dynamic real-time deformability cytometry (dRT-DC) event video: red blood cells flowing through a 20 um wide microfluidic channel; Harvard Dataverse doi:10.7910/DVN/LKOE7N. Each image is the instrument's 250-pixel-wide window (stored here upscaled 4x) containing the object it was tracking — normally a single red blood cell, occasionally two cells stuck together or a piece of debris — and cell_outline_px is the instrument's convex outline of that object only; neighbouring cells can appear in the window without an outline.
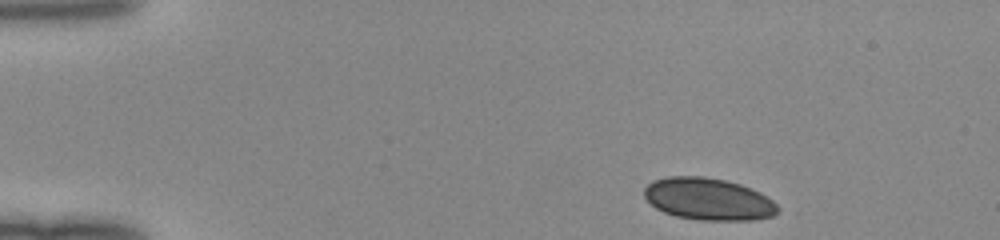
{"species": "human", "species_latin": "Homo sapiens", "temperature_condition": "room temperature", "stored_images_in_passage": 43, "camera_frame_rate_fps": 3000, "um_per_image_px": 0.085, "donor": {"sex": "female"}, "frame": {"image": 1, "passage_image": 1, "time_ms": 0.0, "image_size_px": [1000, 240], "cell_outline_px": [[780, 208], [772, 216], [752, 220], [700, 220], [676, 216], [664, 212], [656, 208], [644, 196], [644, 188], [652, 180], [668, 176], [704, 176], [724, 180], [740, 184], [760, 192], [768, 196]], "centroid_in_image_um": [60.2, 16.91], "position_along_channel_um": 24.8, "area_um2": 32.77}}
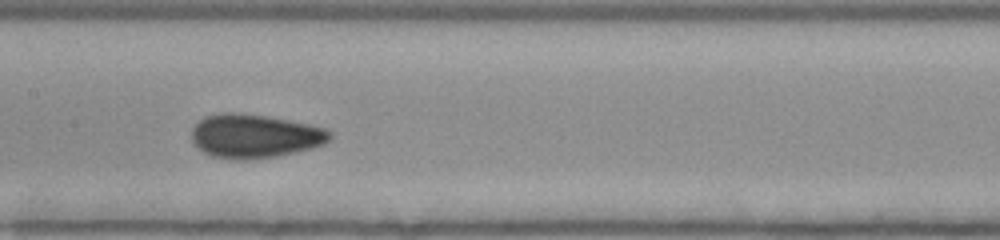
{"frame": {"image": 2, "passage_image": 19, "time_ms": 6.0, "image_size_px": [1000, 240], "cell_outline_px": [[332, 136], [324, 144], [312, 148], [272, 156], [248, 160], [228, 160], [212, 156], [204, 152], [192, 140], [192, 128], [204, 116], [220, 112], [240, 112], [268, 116], [308, 124], [324, 128], [332, 132]], "centroid_in_image_um": [21.62, 11.55], "position_along_channel_um": 185.8, "area_um2": 35.26}}
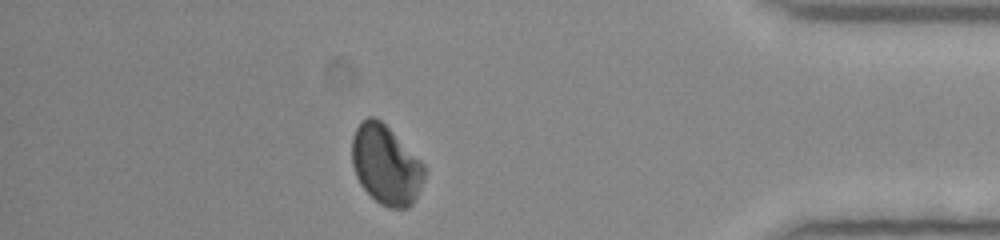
{"frame": {"image": 3, "passage_image": 37, "time_ms": 12.0, "image_size_px": [1000, 240], "cell_outline_px": [[428, 168], [420, 188], [412, 204], [408, 208], [388, 208], [380, 204], [360, 184], [356, 176], [352, 164], [352, 140], [356, 128], [368, 116], [376, 116]], "centroid_in_image_um": [32.8, 14.03], "position_along_channel_um": 402.4, "area_um2": 33.18}}